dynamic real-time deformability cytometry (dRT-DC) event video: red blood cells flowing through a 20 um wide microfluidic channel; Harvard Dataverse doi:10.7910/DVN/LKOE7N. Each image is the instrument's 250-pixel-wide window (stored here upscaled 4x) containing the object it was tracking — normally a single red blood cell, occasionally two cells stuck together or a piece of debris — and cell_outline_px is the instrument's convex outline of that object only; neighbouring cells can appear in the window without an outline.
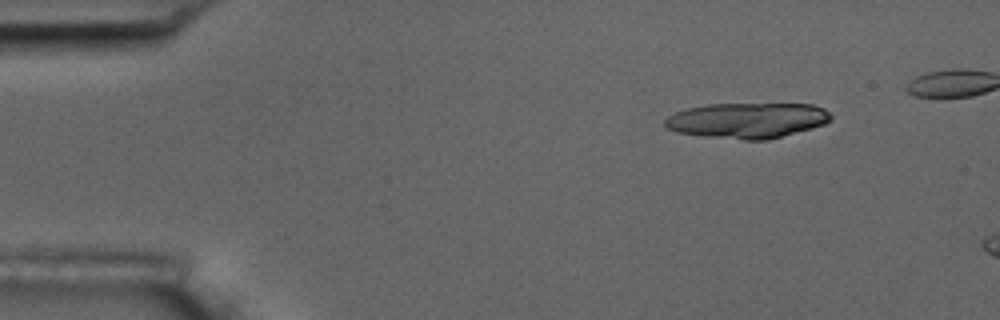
{"species": "common noctule bat (a hibernating species)", "species_latin": "Nyctalus noctula", "temperature_condition": "room temperature", "stored_images_in_passage": 3, "camera_frame_rate_fps": 3000, "um_per_image_px": 0.085, "animal": {"sex": "male", "body_mass_g": 17.5, "forearm_length_mm": 52.3}, "frame": {"image": 1, "passage_image": 1, "time_ms": 0.0, "image_size_px": [1000, 320], "cell_outline_px": [[832, 120], [824, 124], [812, 128], [768, 140], [744, 140], [704, 136], [676, 132], [664, 128], [664, 120], [668, 116], [676, 112], [688, 108], [708, 104], [812, 104], [824, 108], [832, 116]], "centroid_in_image_um": [63.51, 10.24], "position_along_channel_um": 21.5, "area_um2": 34.45}}